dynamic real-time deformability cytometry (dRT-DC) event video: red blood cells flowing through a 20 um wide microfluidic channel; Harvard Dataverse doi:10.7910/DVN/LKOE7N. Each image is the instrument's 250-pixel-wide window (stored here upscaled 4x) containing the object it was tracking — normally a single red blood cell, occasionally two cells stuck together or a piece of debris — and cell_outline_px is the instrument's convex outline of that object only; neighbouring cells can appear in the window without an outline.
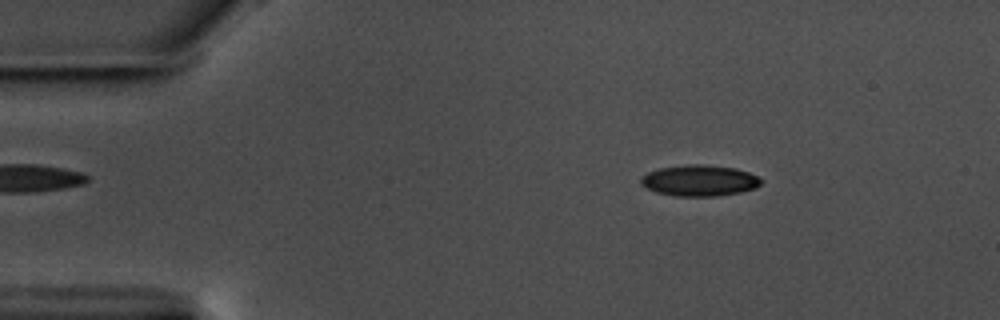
{"species": "common noctule bat (a hibernating species)", "species_latin": "Nyctalus noctula", "temperature_condition": "warm", "stored_images_in_passage": 57, "camera_frame_rate_fps": 3000, "um_per_image_px": 0.085, "animal": {"sex": "male", "body_mass_g": 17.5, "forearm_length_mm": 52.3}, "frame": {"image": 1, "passage_image": 9, "time_ms": 2.667, "image_size_px": [1000, 320], "cell_outline_px": [[764, 180], [756, 188], [740, 192], [716, 196], [676, 196], [656, 192], [640, 184], [640, 176], [648, 172], [660, 168], [688, 164], [700, 164], [736, 168], [748, 172]], "centroid_in_image_um": [59.45, 15.34], "position_along_channel_um": 25.6, "area_um2": 21.79}}
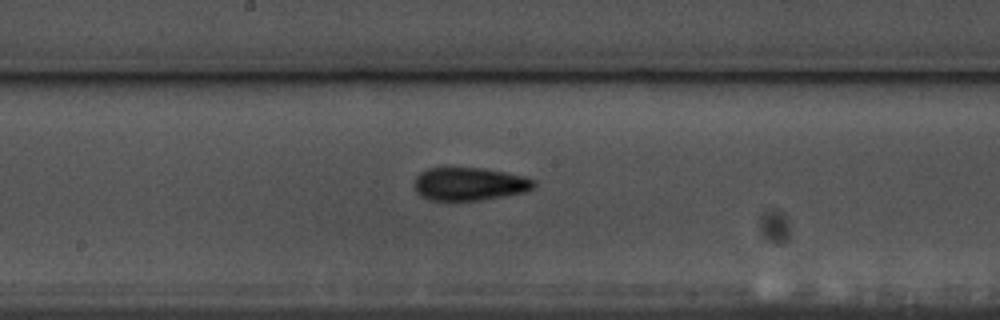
{"frame": {"image": 2, "passage_image": 30, "time_ms": 9.667, "image_size_px": [1000, 320], "cell_outline_px": [[536, 184], [532, 188], [524, 192], [504, 196], [480, 200], [428, 200], [420, 196], [416, 192], [416, 176], [420, 172], [428, 168], [448, 164], [484, 168], [528, 176], [536, 180]], "centroid_in_image_um": [39.89, 15.58], "position_along_channel_um": 208.3, "area_um2": 23.93}}
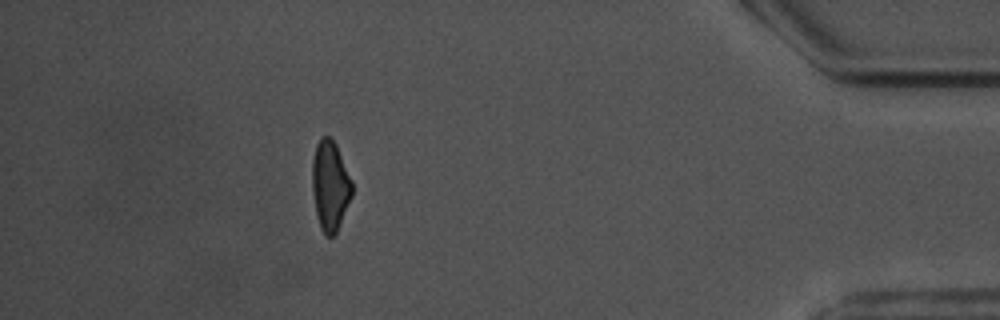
{"frame": {"image": 3, "passage_image": 51, "time_ms": 16.667, "image_size_px": [1000, 320], "cell_outline_px": [[352, 196], [336, 232], [332, 236], [324, 236], [320, 228], [316, 216], [312, 188], [312, 160], [316, 144], [320, 136], [328, 136], [336, 144], [352, 180]], "centroid_in_image_um": [28.05, 15.77], "position_along_channel_um": 407.2, "area_um2": 20.98}, "authors_computed_cell_mechanics": {"area_um2": 21.6172, "velocity_mm_per_s": 3.5852, "shape_relaxation_time_tau1_ms": 7.3218, "shape_relaxation_time_tau2_ms": 3.5694, "deformation_change_tau1": 0.1451, "deformation_change_tau2": 0.1167}}